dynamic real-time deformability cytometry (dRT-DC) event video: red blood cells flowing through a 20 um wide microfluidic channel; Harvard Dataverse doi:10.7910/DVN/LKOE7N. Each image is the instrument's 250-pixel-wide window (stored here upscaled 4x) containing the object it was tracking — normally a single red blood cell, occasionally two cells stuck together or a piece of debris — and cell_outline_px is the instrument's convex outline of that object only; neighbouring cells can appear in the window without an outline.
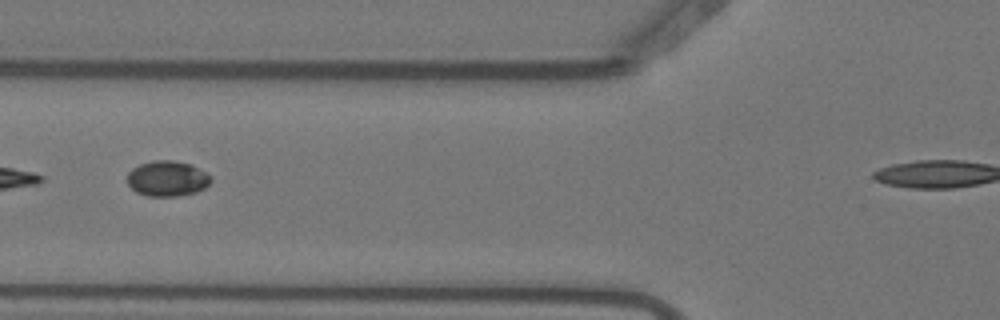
{"species": "Egyptian fruit bat (a non-hibernating species)", "species_latin": "Rousettus aegyptiacus", "temperature_condition": "warm", "stored_images_in_passage": 7, "camera_frame_rate_fps": 3000, "um_per_image_px": 0.085, "animal": {"sex": "female"}, "frame": {"image": 1, "passage_image": 2, "time_ms": 0.333, "image_size_px": [1000, 320], "cell_outline_px": [[212, 180], [204, 188], [196, 192], [176, 196], [148, 196], [136, 192], [128, 184], [128, 172], [132, 168], [140, 164], [156, 160], [172, 160], [192, 164], [212, 176]], "centroid_in_image_um": [14.23, 15.17], "position_along_channel_um": 111.6, "area_um2": 17.28}}
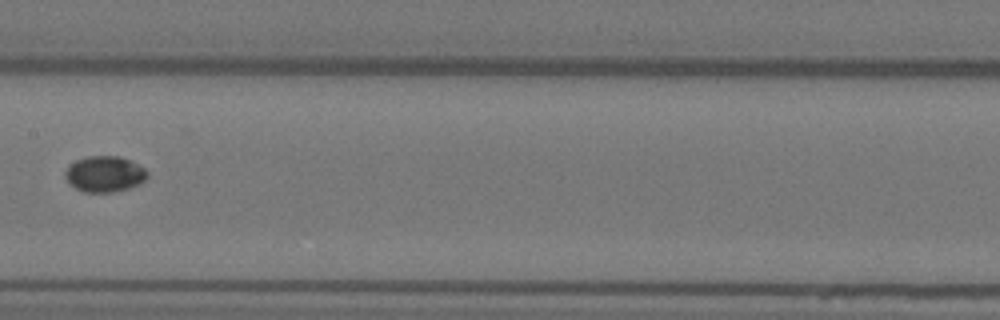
{"frame": {"image": 2, "passage_image": 4, "time_ms": 1.0, "image_size_px": [1000, 320], "cell_outline_px": [[148, 176], [140, 184], [128, 188], [112, 192], [84, 192], [68, 184], [64, 176], [64, 172], [76, 160], [88, 156], [120, 156], [144, 168], [148, 172]], "centroid_in_image_um": [8.88, 14.8], "position_along_channel_um": 198.5, "area_um2": 17.11}}
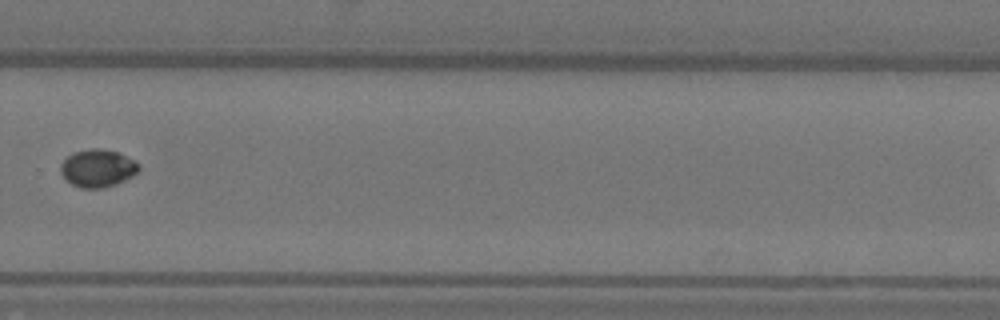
{"frame": {"image": 3, "passage_image": 7, "time_ms": 2.0, "image_size_px": [1000, 320], "cell_outline_px": [[140, 168], [132, 176], [116, 184], [104, 188], [80, 188], [72, 184], [60, 172], [60, 164], [72, 152], [92, 148], [100, 148], [120, 152], [136, 160], [140, 164]], "centroid_in_image_um": [8.33, 14.28], "position_along_channel_um": 321.5, "area_um2": 17.34}}